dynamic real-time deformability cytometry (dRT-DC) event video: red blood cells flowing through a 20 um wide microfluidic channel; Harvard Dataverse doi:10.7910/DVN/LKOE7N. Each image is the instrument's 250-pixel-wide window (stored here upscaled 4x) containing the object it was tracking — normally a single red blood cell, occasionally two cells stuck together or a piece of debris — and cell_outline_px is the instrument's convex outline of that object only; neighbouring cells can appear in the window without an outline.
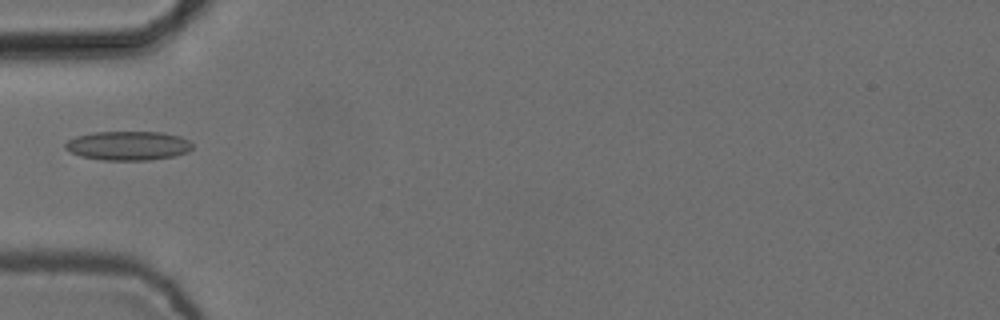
{"species": "common noctule bat (a hibernating species)", "species_latin": "Nyctalus noctula", "temperature_condition": "cold", "stored_images_in_passage": 4, "camera_frame_rate_fps": 3000, "um_per_image_px": 0.085, "animal": {"sex": "female", "body_mass_g": 24.6, "forearm_length_mm": 56.2}, "frame": {"image": 1, "passage_image": 3, "time_ms": 0.667, "image_size_px": [1000, 320], "cell_outline_px": [[192, 148], [188, 152], [172, 156], [148, 160], [104, 160], [80, 156], [64, 148], [64, 144], [68, 140], [76, 136], [92, 132], [160, 132], [180, 136], [188, 140], [192, 144]], "centroid_in_image_um": [10.87, 12.38], "position_along_channel_um": 74.1, "area_um2": 21.5}}
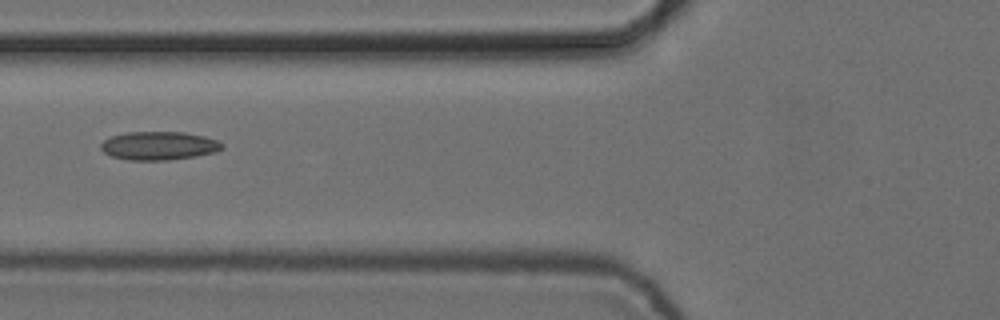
{"frame": {"image": 2, "passage_image": 4, "time_ms": 1.0, "image_size_px": [1000, 320], "cell_outline_px": [[224, 148], [216, 152], [196, 156], [168, 160], [128, 160], [112, 156], [104, 152], [100, 148], [100, 144], [104, 140], [112, 136], [128, 132], [184, 132], [204, 136], [216, 140], [224, 144]], "centroid_in_image_um": [13.52, 12.39], "position_along_channel_um": 112.3, "area_um2": 20.11}}